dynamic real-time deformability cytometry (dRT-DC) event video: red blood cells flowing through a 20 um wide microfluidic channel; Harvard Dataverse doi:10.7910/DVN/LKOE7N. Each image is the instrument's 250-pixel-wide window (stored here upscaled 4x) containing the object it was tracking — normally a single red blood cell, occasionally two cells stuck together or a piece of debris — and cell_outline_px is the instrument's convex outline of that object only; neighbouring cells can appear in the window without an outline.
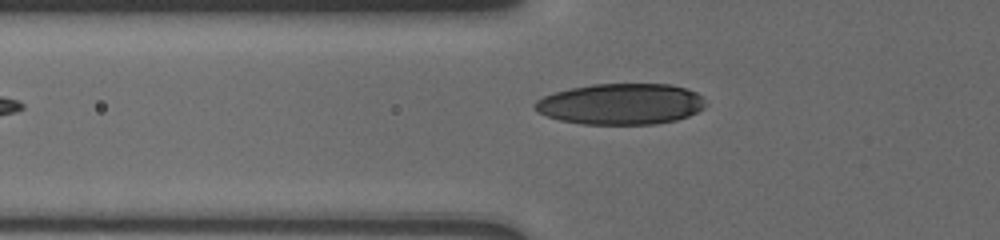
{"species": "human", "species_latin": "Homo sapiens", "temperature_condition": "cold", "stored_images_in_passage": 9, "camera_frame_rate_fps": 3000, "um_per_image_px": 0.085, "donor": {"sex": "male"}, "frame": {"image": 1, "passage_image": 8, "time_ms": 6.667, "image_size_px": [1000, 240], "cell_outline_px": [[704, 108], [688, 116], [676, 120], [656, 124], [580, 124], [560, 120], [548, 116], [540, 112], [532, 104], [536, 100], [544, 96], [556, 92], [572, 88], [592, 84], [672, 84], [696, 92], [700, 96], [704, 104]], "centroid_in_image_um": [52.77, 8.84], "position_along_channel_um": 73.0, "area_um2": 40.58}}